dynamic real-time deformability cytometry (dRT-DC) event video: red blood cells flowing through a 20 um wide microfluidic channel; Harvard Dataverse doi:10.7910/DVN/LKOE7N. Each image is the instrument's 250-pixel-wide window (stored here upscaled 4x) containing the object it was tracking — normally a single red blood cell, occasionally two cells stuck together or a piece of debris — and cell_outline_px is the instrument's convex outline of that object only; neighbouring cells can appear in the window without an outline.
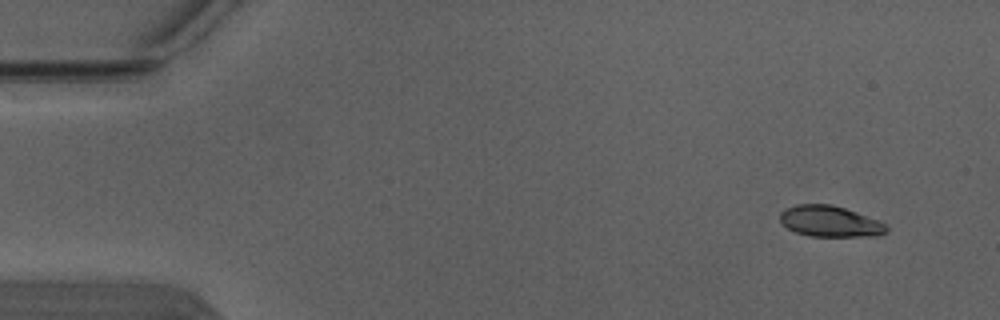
{"species": "Egyptian fruit bat (a non-hibernating species)", "species_latin": "Rousettus aegyptiacus", "temperature_condition": "warm", "stored_images_in_passage": 4, "camera_frame_rate_fps": 3000, "um_per_image_px": 0.085, "animal": {"sex": "male"}, "frame": {"image": 1, "passage_image": 1, "time_ms": 0.0, "image_size_px": [1000, 320], "cell_outline_px": [[888, 232], [880, 236], [808, 236], [796, 232], [788, 228], [780, 220], [780, 212], [796, 204], [832, 204], [880, 220], [888, 224]], "centroid_in_image_um": [70.61, 18.82], "position_along_channel_um": 14.4, "area_um2": 19.36}}
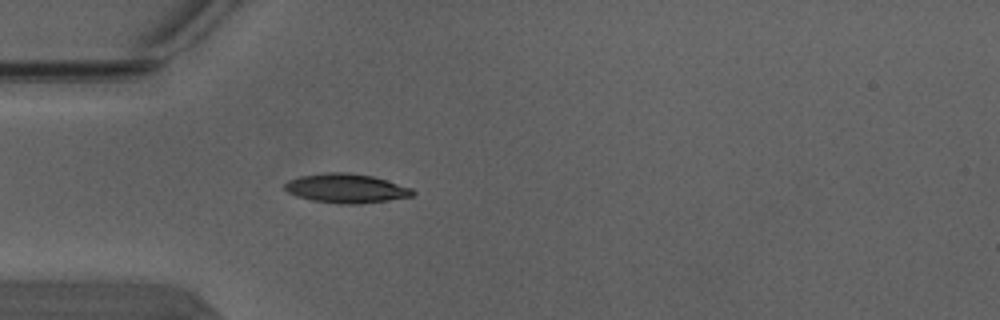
{"frame": {"image": 2, "passage_image": 4, "time_ms": 1.0, "image_size_px": [1000, 320], "cell_outline_px": [[416, 192], [412, 196], [388, 200], [360, 204], [344, 204], [312, 200], [296, 196], [288, 192], [284, 188], [284, 184], [288, 180], [300, 176], [324, 172], [348, 172], [372, 176], [412, 188]], "centroid_in_image_um": [29.41, 16.0], "position_along_channel_um": 55.6, "area_um2": 21.73}}